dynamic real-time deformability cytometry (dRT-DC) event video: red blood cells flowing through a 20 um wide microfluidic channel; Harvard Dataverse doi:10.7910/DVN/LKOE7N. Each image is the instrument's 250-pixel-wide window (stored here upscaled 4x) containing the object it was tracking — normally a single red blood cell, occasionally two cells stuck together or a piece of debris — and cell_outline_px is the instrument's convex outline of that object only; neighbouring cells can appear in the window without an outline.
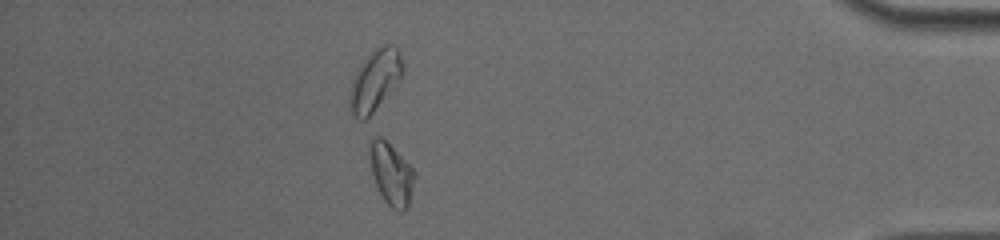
{"species": "common noctule bat (a hibernating species)", "species_latin": "Nyctalus noctula", "temperature_condition": "cold", "stored_images_in_passage": 42, "camera_frame_rate_fps": 3000, "um_per_image_px": 0.085, "animal": {"sex": "male", "body_mass_g": 19.0, "forearm_length_mm": 50.8}, "frame": {"image": 1, "passage_image": 36, "time_ms": 11.667, "image_size_px": [1000, 240], "cell_outline_px": [[416, 176], [408, 208], [404, 212], [400, 212], [392, 208], [384, 200], [376, 184], [372, 172], [368, 152], [372, 140], [376, 136], [380, 136], [416, 172]], "centroid_in_image_um": [33.28, 14.85], "position_along_channel_um": 401.9, "area_um2": 15.95}}